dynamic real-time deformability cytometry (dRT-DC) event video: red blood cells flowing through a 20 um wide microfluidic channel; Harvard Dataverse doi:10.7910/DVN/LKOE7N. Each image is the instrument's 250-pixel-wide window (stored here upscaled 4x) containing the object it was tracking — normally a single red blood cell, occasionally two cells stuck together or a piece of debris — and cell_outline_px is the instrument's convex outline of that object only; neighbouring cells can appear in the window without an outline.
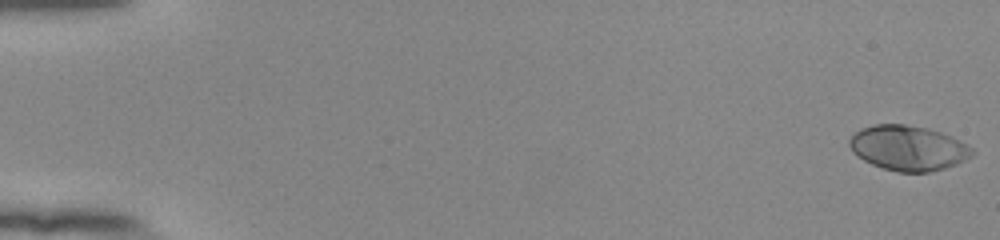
{"species": "human", "species_latin": "Homo sapiens", "temperature_condition": "room temperature", "stored_images_in_passage": 55, "camera_frame_rate_fps": 3000, "um_per_image_px": 0.085, "donor": {"sex": "female"}, "frame": {"image": 1, "passage_image": 1, "time_ms": 0.0, "image_size_px": [1000, 240], "cell_outline_px": [[976, 152], [972, 156], [956, 164], [944, 168], [928, 172], [900, 172], [884, 168], [872, 164], [864, 160], [852, 152], [848, 144], [848, 140], [860, 128], [872, 124], [904, 124], [928, 128], [952, 136], [972, 148]], "centroid_in_image_um": [77.18, 12.57], "position_along_channel_um": 7.8, "area_um2": 32.19}}
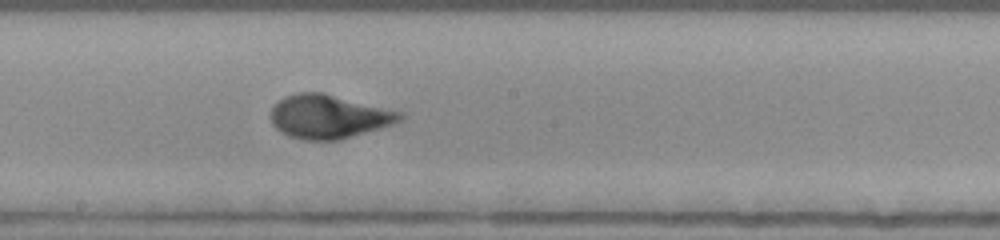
{"frame": {"image": 2, "passage_image": 32, "time_ms": 10.333, "image_size_px": [1000, 240], "cell_outline_px": [[404, 116], [400, 120], [392, 124], [340, 140], [304, 140], [288, 136], [280, 132], [272, 124], [268, 116], [272, 108], [284, 96], [296, 92], [324, 92], [404, 112]], "centroid_in_image_um": [27.91, 9.9], "position_along_channel_um": 220.3, "area_um2": 33.23}}
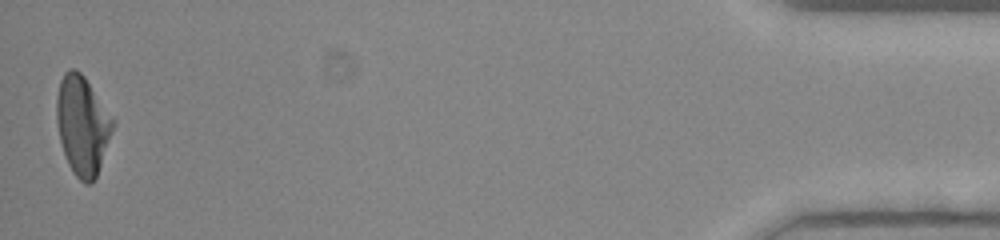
{"frame": {"image": 3, "passage_image": 55, "time_ms": 18.0, "image_size_px": [1000, 240], "cell_outline_px": [[116, 124], [96, 176], [88, 184], [84, 184], [72, 172], [68, 164], [60, 140], [56, 120], [56, 96], [60, 80], [64, 72], [68, 68], [76, 68], [84, 76], [116, 120]], "centroid_in_image_um": [7.01, 10.61], "position_along_channel_um": 428.2, "area_um2": 32.71}, "authors_computed_cell_mechanics": {"area_um2": 31.7322, "velocity_mm_per_s": 3.8103, "shape_relaxation_time_tau1_ms": 3.5387, "shape_relaxation_time_tau2_ms": null, "deformation_change_tau1": 0.2029, "deformation_change_tau2": null}}